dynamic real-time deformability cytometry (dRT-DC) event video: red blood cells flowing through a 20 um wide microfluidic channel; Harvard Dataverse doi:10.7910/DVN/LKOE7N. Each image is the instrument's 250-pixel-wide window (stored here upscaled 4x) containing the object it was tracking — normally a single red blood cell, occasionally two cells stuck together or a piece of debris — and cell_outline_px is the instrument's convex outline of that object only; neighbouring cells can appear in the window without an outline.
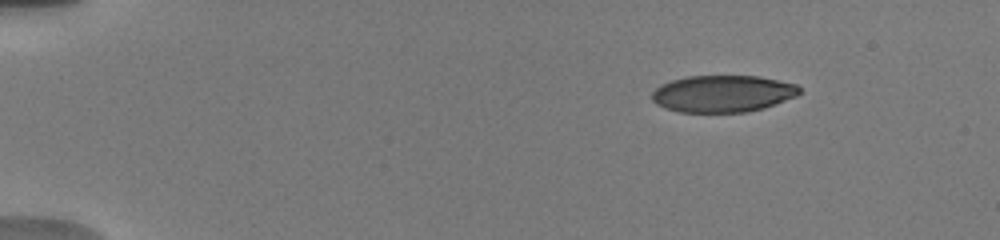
{"species": "human", "species_latin": "Homo sapiens", "temperature_condition": "warm", "stored_images_in_passage": 8, "camera_frame_rate_fps": 3000, "um_per_image_px": 0.085, "donor": {"sex": "male"}, "frame": {"image": 1, "passage_image": 1, "time_ms": 0.0, "image_size_px": [1000, 240], "cell_outline_px": [[800, 92], [796, 96], [764, 108], [748, 112], [680, 112], [664, 108], [656, 104], [652, 100], [652, 92], [660, 84], [672, 80], [688, 76], [760, 76], [796, 84], [800, 88]], "centroid_in_image_um": [61.42, 7.96], "position_along_channel_um": 23.6, "area_um2": 31.79}}
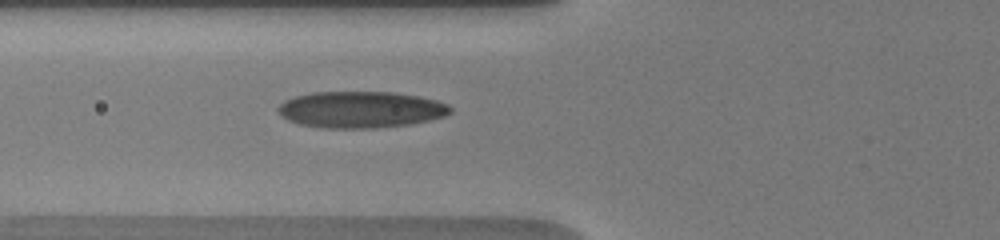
{"frame": {"image": 2, "passage_image": 8, "time_ms": 4.667, "image_size_px": [1000, 240], "cell_outline_px": [[452, 112], [444, 116], [412, 124], [376, 128], [324, 128], [300, 124], [288, 120], [276, 108], [284, 100], [296, 96], [312, 92], [392, 92], [416, 96], [436, 100], [448, 104], [452, 108]], "centroid_in_image_um": [30.67, 9.31], "position_along_channel_um": 95.1, "area_um2": 36.59}}